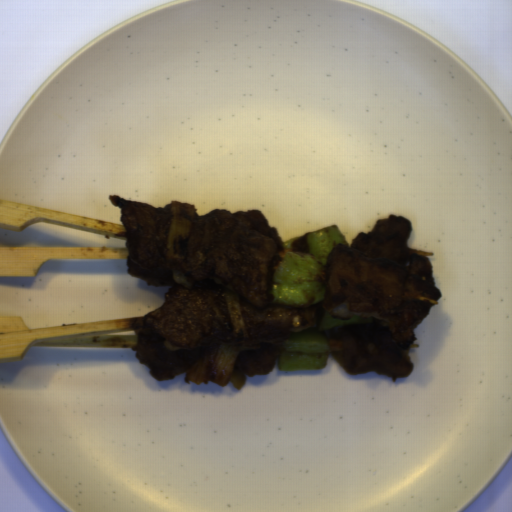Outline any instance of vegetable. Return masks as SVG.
<instances>
[{
    "label": "vegetable",
    "mask_w": 512,
    "mask_h": 512,
    "mask_svg": "<svg viewBox=\"0 0 512 512\" xmlns=\"http://www.w3.org/2000/svg\"><path fill=\"white\" fill-rule=\"evenodd\" d=\"M195 215L196 210L192 202L171 200V224L165 261L171 280L190 288L195 280L181 269V261L186 236Z\"/></svg>",
    "instance_id": "obj_4"
},
{
    "label": "vegetable",
    "mask_w": 512,
    "mask_h": 512,
    "mask_svg": "<svg viewBox=\"0 0 512 512\" xmlns=\"http://www.w3.org/2000/svg\"><path fill=\"white\" fill-rule=\"evenodd\" d=\"M375 317H359L344 320L332 316L326 310H318V320L303 332L290 333L285 340V352L279 357L278 371L326 369L333 352L326 331L337 327L368 324Z\"/></svg>",
    "instance_id": "obj_3"
},
{
    "label": "vegetable",
    "mask_w": 512,
    "mask_h": 512,
    "mask_svg": "<svg viewBox=\"0 0 512 512\" xmlns=\"http://www.w3.org/2000/svg\"><path fill=\"white\" fill-rule=\"evenodd\" d=\"M220 288L234 329V339L224 346H201L184 380L196 384L213 382L227 387L232 380L239 391L247 379L237 366L241 351L248 350L250 338L237 292L231 283Z\"/></svg>",
    "instance_id": "obj_2"
},
{
    "label": "vegetable",
    "mask_w": 512,
    "mask_h": 512,
    "mask_svg": "<svg viewBox=\"0 0 512 512\" xmlns=\"http://www.w3.org/2000/svg\"><path fill=\"white\" fill-rule=\"evenodd\" d=\"M349 243L338 225L326 226L283 241L274 259L270 281V306L306 308L325 301L320 278L329 252Z\"/></svg>",
    "instance_id": "obj_1"
}]
</instances>
